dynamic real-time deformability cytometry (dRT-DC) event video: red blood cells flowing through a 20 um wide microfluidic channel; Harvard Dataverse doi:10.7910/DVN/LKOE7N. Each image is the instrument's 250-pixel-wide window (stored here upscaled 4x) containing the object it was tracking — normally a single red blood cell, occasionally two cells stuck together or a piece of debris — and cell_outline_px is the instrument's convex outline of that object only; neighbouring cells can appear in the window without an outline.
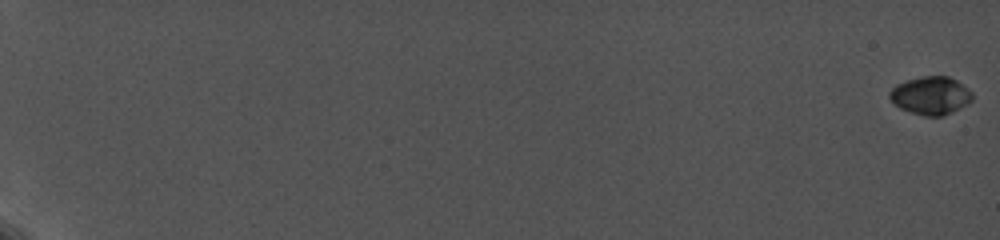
{"species": "common noctule bat (a hibernating species)", "species_latin": "Nyctalus noctula", "temperature_condition": "cold", "stored_images_in_passage": 40, "camera_frame_rate_fps": 5000, "um_per_image_px": 0.085, "animal": {"sex": "female", "body_mass_g": 19.0, "forearm_length_mm": 56.7}, "frame": {"image": 1, "passage_image": 1, "time_ms": 0.0, "image_size_px": [1000, 240], "cell_outline_px": [[972, 100], [968, 104], [952, 112], [940, 116], [924, 116], [900, 108], [888, 96], [888, 92], [896, 84], [908, 80], [924, 76], [948, 76], [956, 80], [968, 88], [972, 92]], "centroid_in_image_um": [79.12, 8.12], "position_along_channel_um": 5.9, "area_um2": 18.21}}
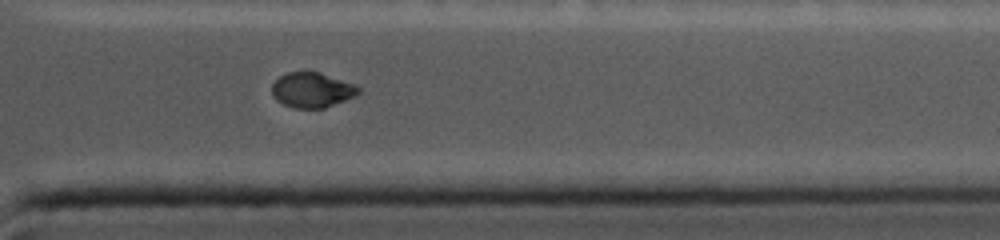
{"frame": {"image": 2, "passage_image": 37, "time_ms": 17.2, "image_size_px": [1000, 240], "cell_outline_px": [[360, 92], [356, 96], [324, 108], [296, 108], [284, 104], [276, 100], [272, 96], [272, 84], [280, 76], [288, 72], [320, 72], [356, 84], [360, 88]], "centroid_in_image_um": [26.54, 7.64], "position_along_channel_um": 384.9, "area_um2": 17.74}}
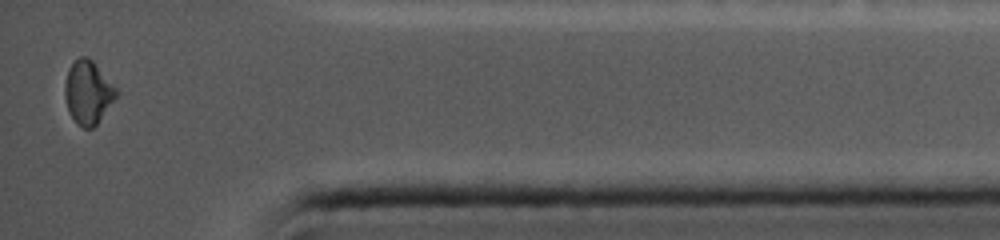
{"frame": {"image": 3, "passage_image": 40, "time_ms": 18.6, "image_size_px": [1000, 240], "cell_outline_px": [[116, 96], [96, 124], [92, 128], [84, 128], [76, 124], [68, 112], [64, 96], [64, 84], [68, 68], [80, 56], [88, 56], [92, 60], [116, 88]], "centroid_in_image_um": [7.42, 7.85], "position_along_channel_um": 427.8, "area_um2": 18.73}, "authors_computed_cell_mechanics": {"area_um2": 18.6116, "velocity_mm_per_s": 3.7465, "shape_relaxation_time_tau1_ms": 2.4159, "shape_relaxation_time_tau2_ms": null, "deformation_change_tau1": 0.0801, "deformation_change_tau2": null}}